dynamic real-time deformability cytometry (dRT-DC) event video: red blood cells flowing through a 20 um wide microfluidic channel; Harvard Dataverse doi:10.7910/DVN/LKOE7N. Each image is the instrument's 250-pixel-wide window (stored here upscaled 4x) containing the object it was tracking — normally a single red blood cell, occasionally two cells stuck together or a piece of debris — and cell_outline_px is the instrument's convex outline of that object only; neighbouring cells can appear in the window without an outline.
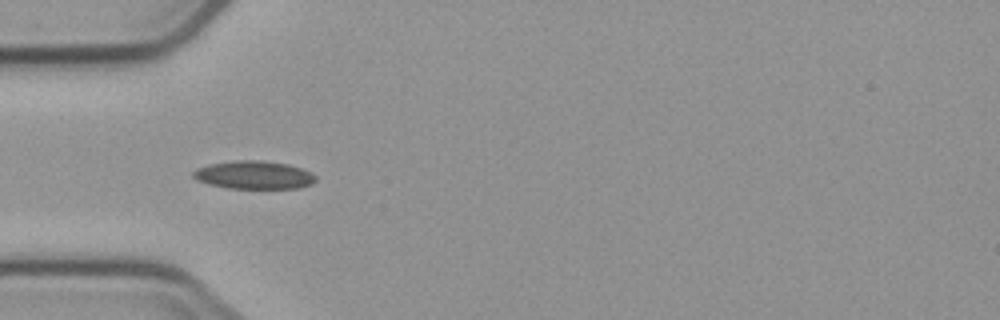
{"species": "common noctule bat (a hibernating species)", "species_latin": "Nyctalus noctula", "temperature_condition": "cold", "stored_images_in_passage": 9, "camera_frame_rate_fps": 3000, "um_per_image_px": 0.085, "animal": {"sex": "male", "body_mass_g": 23.1, "forearm_length_mm": 52.7}, "frame": {"image": 1, "passage_image": 5, "time_ms": 4.667, "image_size_px": [1000, 320], "cell_outline_px": [[316, 180], [312, 184], [300, 188], [228, 188], [208, 184], [196, 180], [192, 176], [192, 172], [196, 168], [212, 164], [236, 160], [260, 160], [288, 164], [312, 172], [316, 176]], "centroid_in_image_um": [21.59, 14.87], "position_along_channel_um": 63.4, "area_um2": 20.11}}
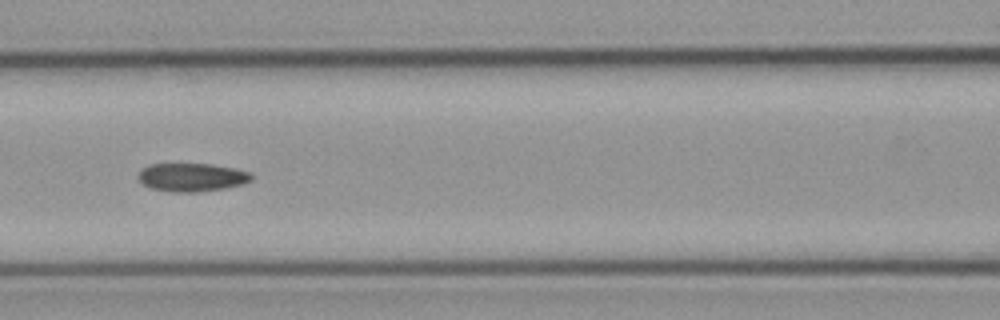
{"frame": {"image": 2, "passage_image": 7, "time_ms": 7.0, "image_size_px": [1000, 320], "cell_outline_px": [[252, 180], [244, 184], [224, 188], [200, 192], [172, 192], [152, 188], [144, 184], [136, 176], [144, 168], [152, 164], [212, 164], [236, 168], [252, 172]], "centroid_in_image_um": [16.37, 15.07], "position_along_channel_um": 150.2, "area_um2": 18.73}}
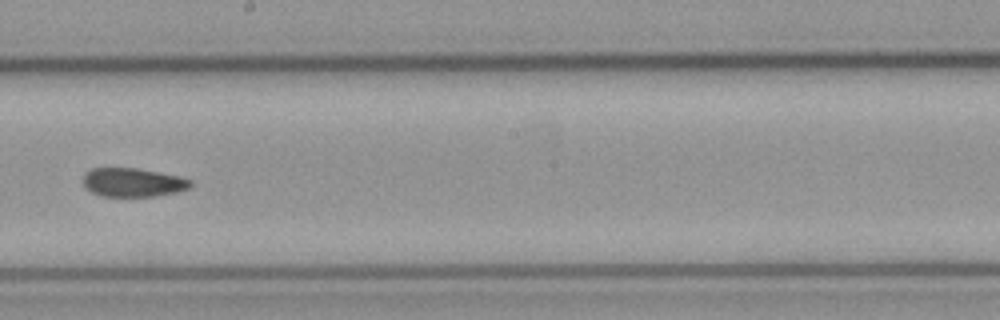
{"frame": {"image": 3, "passage_image": 9, "time_ms": 9.333, "image_size_px": [1000, 320], "cell_outline_px": [[192, 184], [188, 188], [176, 192], [152, 196], [100, 196], [92, 192], [84, 184], [84, 172], [92, 168], [136, 168], [180, 176], [192, 180]], "centroid_in_image_um": [11.3, 15.49], "position_along_channel_um": 236.9, "area_um2": 17.86}}